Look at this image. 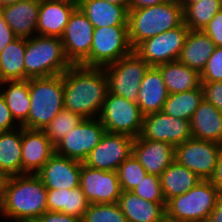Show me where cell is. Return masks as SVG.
<instances>
[{"instance_id":"cell-1","label":"cell","mask_w":222,"mask_h":222,"mask_svg":"<svg viewBox=\"0 0 222 222\" xmlns=\"http://www.w3.org/2000/svg\"><path fill=\"white\" fill-rule=\"evenodd\" d=\"M64 109L87 118H98L107 92L103 68L72 65L63 73Z\"/></svg>"},{"instance_id":"cell-2","label":"cell","mask_w":222,"mask_h":222,"mask_svg":"<svg viewBox=\"0 0 222 222\" xmlns=\"http://www.w3.org/2000/svg\"><path fill=\"white\" fill-rule=\"evenodd\" d=\"M47 211V188L37 174L9 176L0 216L12 222H34Z\"/></svg>"},{"instance_id":"cell-3","label":"cell","mask_w":222,"mask_h":222,"mask_svg":"<svg viewBox=\"0 0 222 222\" xmlns=\"http://www.w3.org/2000/svg\"><path fill=\"white\" fill-rule=\"evenodd\" d=\"M184 23L183 8L178 0L140 9H129L128 32L131 47L134 49L142 41Z\"/></svg>"},{"instance_id":"cell-4","label":"cell","mask_w":222,"mask_h":222,"mask_svg":"<svg viewBox=\"0 0 222 222\" xmlns=\"http://www.w3.org/2000/svg\"><path fill=\"white\" fill-rule=\"evenodd\" d=\"M71 66L61 38L37 34L26 38L24 79L63 74Z\"/></svg>"},{"instance_id":"cell-5","label":"cell","mask_w":222,"mask_h":222,"mask_svg":"<svg viewBox=\"0 0 222 222\" xmlns=\"http://www.w3.org/2000/svg\"><path fill=\"white\" fill-rule=\"evenodd\" d=\"M30 110L28 129L44 130L52 119L64 109L63 74L30 78Z\"/></svg>"},{"instance_id":"cell-6","label":"cell","mask_w":222,"mask_h":222,"mask_svg":"<svg viewBox=\"0 0 222 222\" xmlns=\"http://www.w3.org/2000/svg\"><path fill=\"white\" fill-rule=\"evenodd\" d=\"M220 191L209 181L199 183L186 193L166 202V213L183 222H205L215 207Z\"/></svg>"},{"instance_id":"cell-7","label":"cell","mask_w":222,"mask_h":222,"mask_svg":"<svg viewBox=\"0 0 222 222\" xmlns=\"http://www.w3.org/2000/svg\"><path fill=\"white\" fill-rule=\"evenodd\" d=\"M132 52L128 25L94 28L90 55L80 65L104 68Z\"/></svg>"},{"instance_id":"cell-8","label":"cell","mask_w":222,"mask_h":222,"mask_svg":"<svg viewBox=\"0 0 222 222\" xmlns=\"http://www.w3.org/2000/svg\"><path fill=\"white\" fill-rule=\"evenodd\" d=\"M143 116L137 102L113 95L108 91L98 118L106 132L136 138L142 132Z\"/></svg>"},{"instance_id":"cell-9","label":"cell","mask_w":222,"mask_h":222,"mask_svg":"<svg viewBox=\"0 0 222 222\" xmlns=\"http://www.w3.org/2000/svg\"><path fill=\"white\" fill-rule=\"evenodd\" d=\"M149 67L135 52L104 67L108 91L113 95L137 102L140 83Z\"/></svg>"},{"instance_id":"cell-10","label":"cell","mask_w":222,"mask_h":222,"mask_svg":"<svg viewBox=\"0 0 222 222\" xmlns=\"http://www.w3.org/2000/svg\"><path fill=\"white\" fill-rule=\"evenodd\" d=\"M190 29L184 23L139 43L134 49L150 67L177 61Z\"/></svg>"},{"instance_id":"cell-11","label":"cell","mask_w":222,"mask_h":222,"mask_svg":"<svg viewBox=\"0 0 222 222\" xmlns=\"http://www.w3.org/2000/svg\"><path fill=\"white\" fill-rule=\"evenodd\" d=\"M222 145L212 141L190 138L175 146L174 160L187 167L202 180L214 172Z\"/></svg>"},{"instance_id":"cell-12","label":"cell","mask_w":222,"mask_h":222,"mask_svg":"<svg viewBox=\"0 0 222 222\" xmlns=\"http://www.w3.org/2000/svg\"><path fill=\"white\" fill-rule=\"evenodd\" d=\"M105 132L99 118L83 119L55 145V153L84 162Z\"/></svg>"},{"instance_id":"cell-13","label":"cell","mask_w":222,"mask_h":222,"mask_svg":"<svg viewBox=\"0 0 222 222\" xmlns=\"http://www.w3.org/2000/svg\"><path fill=\"white\" fill-rule=\"evenodd\" d=\"M134 138L117 133L105 132L83 164L106 171H117L118 167L132 154Z\"/></svg>"},{"instance_id":"cell-14","label":"cell","mask_w":222,"mask_h":222,"mask_svg":"<svg viewBox=\"0 0 222 222\" xmlns=\"http://www.w3.org/2000/svg\"><path fill=\"white\" fill-rule=\"evenodd\" d=\"M94 27L77 7L71 14L61 37L64 53L72 65H80L89 55Z\"/></svg>"},{"instance_id":"cell-15","label":"cell","mask_w":222,"mask_h":222,"mask_svg":"<svg viewBox=\"0 0 222 222\" xmlns=\"http://www.w3.org/2000/svg\"><path fill=\"white\" fill-rule=\"evenodd\" d=\"M143 139L170 143L174 147L192 138L190 121L155 112L143 116Z\"/></svg>"},{"instance_id":"cell-16","label":"cell","mask_w":222,"mask_h":222,"mask_svg":"<svg viewBox=\"0 0 222 222\" xmlns=\"http://www.w3.org/2000/svg\"><path fill=\"white\" fill-rule=\"evenodd\" d=\"M79 186L89 204L117 203L122 193L117 171L92 169L83 162Z\"/></svg>"},{"instance_id":"cell-17","label":"cell","mask_w":222,"mask_h":222,"mask_svg":"<svg viewBox=\"0 0 222 222\" xmlns=\"http://www.w3.org/2000/svg\"><path fill=\"white\" fill-rule=\"evenodd\" d=\"M82 162L54 153L36 173L47 189H73L79 186Z\"/></svg>"},{"instance_id":"cell-18","label":"cell","mask_w":222,"mask_h":222,"mask_svg":"<svg viewBox=\"0 0 222 222\" xmlns=\"http://www.w3.org/2000/svg\"><path fill=\"white\" fill-rule=\"evenodd\" d=\"M54 153L55 145L43 130L22 127V174H36Z\"/></svg>"},{"instance_id":"cell-19","label":"cell","mask_w":222,"mask_h":222,"mask_svg":"<svg viewBox=\"0 0 222 222\" xmlns=\"http://www.w3.org/2000/svg\"><path fill=\"white\" fill-rule=\"evenodd\" d=\"M132 154L145 168L147 174L160 176L174 161L175 147L170 143L134 138Z\"/></svg>"},{"instance_id":"cell-20","label":"cell","mask_w":222,"mask_h":222,"mask_svg":"<svg viewBox=\"0 0 222 222\" xmlns=\"http://www.w3.org/2000/svg\"><path fill=\"white\" fill-rule=\"evenodd\" d=\"M78 7L59 0H40L36 34L61 38L69 18Z\"/></svg>"},{"instance_id":"cell-21","label":"cell","mask_w":222,"mask_h":222,"mask_svg":"<svg viewBox=\"0 0 222 222\" xmlns=\"http://www.w3.org/2000/svg\"><path fill=\"white\" fill-rule=\"evenodd\" d=\"M40 0H21L1 8L5 22L17 37L36 35Z\"/></svg>"},{"instance_id":"cell-22","label":"cell","mask_w":222,"mask_h":222,"mask_svg":"<svg viewBox=\"0 0 222 222\" xmlns=\"http://www.w3.org/2000/svg\"><path fill=\"white\" fill-rule=\"evenodd\" d=\"M168 95L160 70L157 67H149L139 88L137 104L141 113L147 115L161 112Z\"/></svg>"},{"instance_id":"cell-23","label":"cell","mask_w":222,"mask_h":222,"mask_svg":"<svg viewBox=\"0 0 222 222\" xmlns=\"http://www.w3.org/2000/svg\"><path fill=\"white\" fill-rule=\"evenodd\" d=\"M192 137L222 145V112L203 101L190 119Z\"/></svg>"},{"instance_id":"cell-24","label":"cell","mask_w":222,"mask_h":222,"mask_svg":"<svg viewBox=\"0 0 222 222\" xmlns=\"http://www.w3.org/2000/svg\"><path fill=\"white\" fill-rule=\"evenodd\" d=\"M117 204L128 222H159L166 213V202H150L133 191H122Z\"/></svg>"},{"instance_id":"cell-25","label":"cell","mask_w":222,"mask_h":222,"mask_svg":"<svg viewBox=\"0 0 222 222\" xmlns=\"http://www.w3.org/2000/svg\"><path fill=\"white\" fill-rule=\"evenodd\" d=\"M216 45L202 30H190L178 61L201 74Z\"/></svg>"},{"instance_id":"cell-26","label":"cell","mask_w":222,"mask_h":222,"mask_svg":"<svg viewBox=\"0 0 222 222\" xmlns=\"http://www.w3.org/2000/svg\"><path fill=\"white\" fill-rule=\"evenodd\" d=\"M78 7L94 28L128 25V10L105 0H80Z\"/></svg>"},{"instance_id":"cell-27","label":"cell","mask_w":222,"mask_h":222,"mask_svg":"<svg viewBox=\"0 0 222 222\" xmlns=\"http://www.w3.org/2000/svg\"><path fill=\"white\" fill-rule=\"evenodd\" d=\"M2 86H7L0 94L5 99L12 117L20 126L28 129V113L31 106L28 79L2 81L0 88Z\"/></svg>"},{"instance_id":"cell-28","label":"cell","mask_w":222,"mask_h":222,"mask_svg":"<svg viewBox=\"0 0 222 222\" xmlns=\"http://www.w3.org/2000/svg\"><path fill=\"white\" fill-rule=\"evenodd\" d=\"M169 94L185 92L201 87V75L194 69L177 61L157 66Z\"/></svg>"},{"instance_id":"cell-29","label":"cell","mask_w":222,"mask_h":222,"mask_svg":"<svg viewBox=\"0 0 222 222\" xmlns=\"http://www.w3.org/2000/svg\"><path fill=\"white\" fill-rule=\"evenodd\" d=\"M202 180L187 167L174 160L160 175V183L165 201L186 193Z\"/></svg>"},{"instance_id":"cell-30","label":"cell","mask_w":222,"mask_h":222,"mask_svg":"<svg viewBox=\"0 0 222 222\" xmlns=\"http://www.w3.org/2000/svg\"><path fill=\"white\" fill-rule=\"evenodd\" d=\"M89 202L80 186L73 189H47V211L83 218Z\"/></svg>"},{"instance_id":"cell-31","label":"cell","mask_w":222,"mask_h":222,"mask_svg":"<svg viewBox=\"0 0 222 222\" xmlns=\"http://www.w3.org/2000/svg\"><path fill=\"white\" fill-rule=\"evenodd\" d=\"M22 126L0 132V171L8 176L22 175Z\"/></svg>"},{"instance_id":"cell-32","label":"cell","mask_w":222,"mask_h":222,"mask_svg":"<svg viewBox=\"0 0 222 222\" xmlns=\"http://www.w3.org/2000/svg\"><path fill=\"white\" fill-rule=\"evenodd\" d=\"M26 38L17 37L0 53V82L24 80Z\"/></svg>"},{"instance_id":"cell-33","label":"cell","mask_w":222,"mask_h":222,"mask_svg":"<svg viewBox=\"0 0 222 222\" xmlns=\"http://www.w3.org/2000/svg\"><path fill=\"white\" fill-rule=\"evenodd\" d=\"M202 87L168 95L162 112L166 115L190 121L192 115L203 101Z\"/></svg>"},{"instance_id":"cell-34","label":"cell","mask_w":222,"mask_h":222,"mask_svg":"<svg viewBox=\"0 0 222 222\" xmlns=\"http://www.w3.org/2000/svg\"><path fill=\"white\" fill-rule=\"evenodd\" d=\"M220 10L221 0H200L183 10L184 24L190 30H203Z\"/></svg>"},{"instance_id":"cell-35","label":"cell","mask_w":222,"mask_h":222,"mask_svg":"<svg viewBox=\"0 0 222 222\" xmlns=\"http://www.w3.org/2000/svg\"><path fill=\"white\" fill-rule=\"evenodd\" d=\"M84 118L66 109L61 110L43 130L47 138L56 145L69 134Z\"/></svg>"},{"instance_id":"cell-36","label":"cell","mask_w":222,"mask_h":222,"mask_svg":"<svg viewBox=\"0 0 222 222\" xmlns=\"http://www.w3.org/2000/svg\"><path fill=\"white\" fill-rule=\"evenodd\" d=\"M82 222H128L117 203L89 204Z\"/></svg>"},{"instance_id":"cell-37","label":"cell","mask_w":222,"mask_h":222,"mask_svg":"<svg viewBox=\"0 0 222 222\" xmlns=\"http://www.w3.org/2000/svg\"><path fill=\"white\" fill-rule=\"evenodd\" d=\"M122 191H132L147 174L145 168L131 154L117 169Z\"/></svg>"},{"instance_id":"cell-38","label":"cell","mask_w":222,"mask_h":222,"mask_svg":"<svg viewBox=\"0 0 222 222\" xmlns=\"http://www.w3.org/2000/svg\"><path fill=\"white\" fill-rule=\"evenodd\" d=\"M138 197L150 202H166L162 193L160 176L146 174L132 190Z\"/></svg>"},{"instance_id":"cell-39","label":"cell","mask_w":222,"mask_h":222,"mask_svg":"<svg viewBox=\"0 0 222 222\" xmlns=\"http://www.w3.org/2000/svg\"><path fill=\"white\" fill-rule=\"evenodd\" d=\"M200 75L201 82H222V46H216Z\"/></svg>"},{"instance_id":"cell-40","label":"cell","mask_w":222,"mask_h":222,"mask_svg":"<svg viewBox=\"0 0 222 222\" xmlns=\"http://www.w3.org/2000/svg\"><path fill=\"white\" fill-rule=\"evenodd\" d=\"M203 98L222 112V82H202Z\"/></svg>"},{"instance_id":"cell-41","label":"cell","mask_w":222,"mask_h":222,"mask_svg":"<svg viewBox=\"0 0 222 222\" xmlns=\"http://www.w3.org/2000/svg\"><path fill=\"white\" fill-rule=\"evenodd\" d=\"M202 31L216 46H222V10L214 15Z\"/></svg>"},{"instance_id":"cell-42","label":"cell","mask_w":222,"mask_h":222,"mask_svg":"<svg viewBox=\"0 0 222 222\" xmlns=\"http://www.w3.org/2000/svg\"><path fill=\"white\" fill-rule=\"evenodd\" d=\"M19 127L20 125L12 117L5 99L0 94V132L12 131Z\"/></svg>"},{"instance_id":"cell-43","label":"cell","mask_w":222,"mask_h":222,"mask_svg":"<svg viewBox=\"0 0 222 222\" xmlns=\"http://www.w3.org/2000/svg\"><path fill=\"white\" fill-rule=\"evenodd\" d=\"M34 222H82V219L62 212L46 211Z\"/></svg>"},{"instance_id":"cell-44","label":"cell","mask_w":222,"mask_h":222,"mask_svg":"<svg viewBox=\"0 0 222 222\" xmlns=\"http://www.w3.org/2000/svg\"><path fill=\"white\" fill-rule=\"evenodd\" d=\"M15 38H17V36L5 22L3 15L0 13V53Z\"/></svg>"},{"instance_id":"cell-45","label":"cell","mask_w":222,"mask_h":222,"mask_svg":"<svg viewBox=\"0 0 222 222\" xmlns=\"http://www.w3.org/2000/svg\"><path fill=\"white\" fill-rule=\"evenodd\" d=\"M209 181L220 191L222 192V148L218 156L214 172L210 177Z\"/></svg>"},{"instance_id":"cell-46","label":"cell","mask_w":222,"mask_h":222,"mask_svg":"<svg viewBox=\"0 0 222 222\" xmlns=\"http://www.w3.org/2000/svg\"><path fill=\"white\" fill-rule=\"evenodd\" d=\"M205 222H222V192L219 193L215 207Z\"/></svg>"},{"instance_id":"cell-47","label":"cell","mask_w":222,"mask_h":222,"mask_svg":"<svg viewBox=\"0 0 222 222\" xmlns=\"http://www.w3.org/2000/svg\"><path fill=\"white\" fill-rule=\"evenodd\" d=\"M169 0H130L129 9H140L164 3Z\"/></svg>"},{"instance_id":"cell-48","label":"cell","mask_w":222,"mask_h":222,"mask_svg":"<svg viewBox=\"0 0 222 222\" xmlns=\"http://www.w3.org/2000/svg\"><path fill=\"white\" fill-rule=\"evenodd\" d=\"M9 176L0 171V206L4 200L6 184Z\"/></svg>"},{"instance_id":"cell-49","label":"cell","mask_w":222,"mask_h":222,"mask_svg":"<svg viewBox=\"0 0 222 222\" xmlns=\"http://www.w3.org/2000/svg\"><path fill=\"white\" fill-rule=\"evenodd\" d=\"M109 3L125 7L129 11L130 0H105Z\"/></svg>"},{"instance_id":"cell-50","label":"cell","mask_w":222,"mask_h":222,"mask_svg":"<svg viewBox=\"0 0 222 222\" xmlns=\"http://www.w3.org/2000/svg\"><path fill=\"white\" fill-rule=\"evenodd\" d=\"M200 0H178V2L180 3V5L182 6L183 10L188 7L191 4H195L197 2H199Z\"/></svg>"},{"instance_id":"cell-51","label":"cell","mask_w":222,"mask_h":222,"mask_svg":"<svg viewBox=\"0 0 222 222\" xmlns=\"http://www.w3.org/2000/svg\"><path fill=\"white\" fill-rule=\"evenodd\" d=\"M159 222H183V221L173 218L169 216L167 213H165Z\"/></svg>"},{"instance_id":"cell-52","label":"cell","mask_w":222,"mask_h":222,"mask_svg":"<svg viewBox=\"0 0 222 222\" xmlns=\"http://www.w3.org/2000/svg\"><path fill=\"white\" fill-rule=\"evenodd\" d=\"M21 0H0V7H5V6H8L10 4H14V3H17Z\"/></svg>"},{"instance_id":"cell-53","label":"cell","mask_w":222,"mask_h":222,"mask_svg":"<svg viewBox=\"0 0 222 222\" xmlns=\"http://www.w3.org/2000/svg\"><path fill=\"white\" fill-rule=\"evenodd\" d=\"M59 1H66V2H69V3H74L76 5L79 4L80 0H59Z\"/></svg>"}]
</instances>
